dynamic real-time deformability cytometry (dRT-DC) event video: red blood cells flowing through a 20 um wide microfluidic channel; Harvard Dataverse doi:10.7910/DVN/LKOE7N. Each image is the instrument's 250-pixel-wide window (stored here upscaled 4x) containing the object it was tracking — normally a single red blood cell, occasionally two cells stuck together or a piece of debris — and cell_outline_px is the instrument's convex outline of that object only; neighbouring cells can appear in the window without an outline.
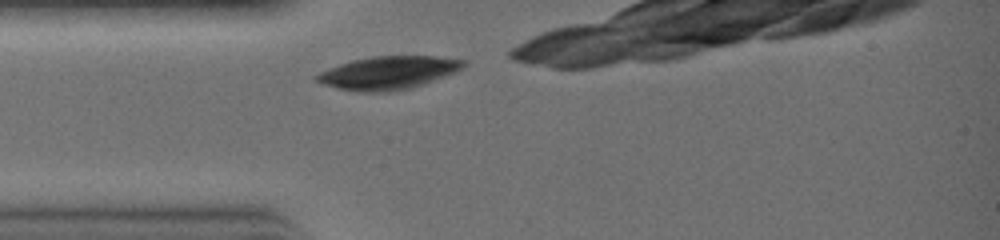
{"species": "common noctule bat (a hibernating species)", "species_latin": "Nyctalus noctula", "temperature_condition": "warm", "stored_images_in_passage": 4, "camera_frame_rate_fps": 3000, "um_per_image_px": 0.085, "animal": {"sex": "female", "body_mass_g": 19.0, "forearm_length_mm": 51.5}, "frame": {"image": 1, "passage_image": 1, "time_ms": 0.0, "image_size_px": [1000, 240], "cell_outline_px": [[468, 64], [444, 76], [424, 84], [392, 92], [360, 92], [336, 88], [312, 80], [312, 76], [328, 68], [352, 60], [372, 56], [432, 56], [464, 60]], "centroid_in_image_um": [32.92, 6.19], "position_along_channel_um": 52.1, "area_um2": 28.21}}